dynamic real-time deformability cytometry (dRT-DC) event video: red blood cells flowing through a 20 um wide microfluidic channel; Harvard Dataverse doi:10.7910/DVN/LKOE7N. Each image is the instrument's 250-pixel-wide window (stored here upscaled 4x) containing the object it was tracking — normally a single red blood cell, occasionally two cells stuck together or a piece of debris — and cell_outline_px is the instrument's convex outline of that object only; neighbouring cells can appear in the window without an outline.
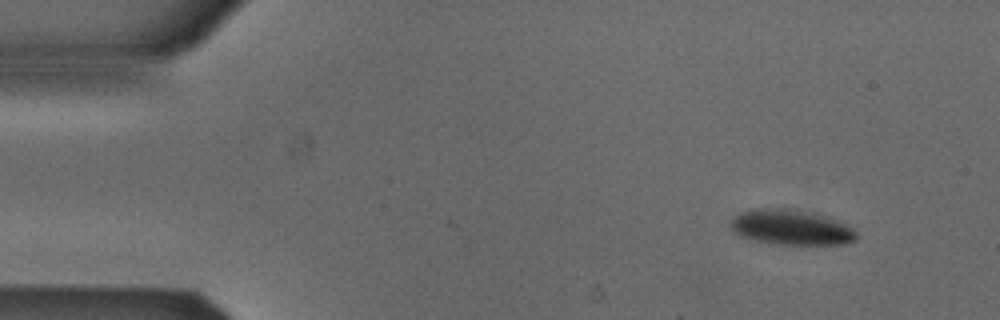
{"species": "Egyptian fruit bat (a non-hibernating species)", "species_latin": "Rousettus aegyptiacus", "temperature_condition": "cold", "stored_images_in_passage": 9, "camera_frame_rate_fps": 3000, "um_per_image_px": 0.085, "animal": {"sex": "male"}, "frame": {"image": 1, "passage_image": 1, "time_ms": 0.0, "image_size_px": [1000, 320], "cell_outline_px": [[856, 240], [844, 244], [772, 244], [752, 240], [740, 236], [732, 228], [732, 220], [740, 212], [812, 212], [844, 224], [852, 228], [856, 232]], "centroid_in_image_um": [67.31, 19.42], "position_along_channel_um": 17.7, "area_um2": 24.04}}